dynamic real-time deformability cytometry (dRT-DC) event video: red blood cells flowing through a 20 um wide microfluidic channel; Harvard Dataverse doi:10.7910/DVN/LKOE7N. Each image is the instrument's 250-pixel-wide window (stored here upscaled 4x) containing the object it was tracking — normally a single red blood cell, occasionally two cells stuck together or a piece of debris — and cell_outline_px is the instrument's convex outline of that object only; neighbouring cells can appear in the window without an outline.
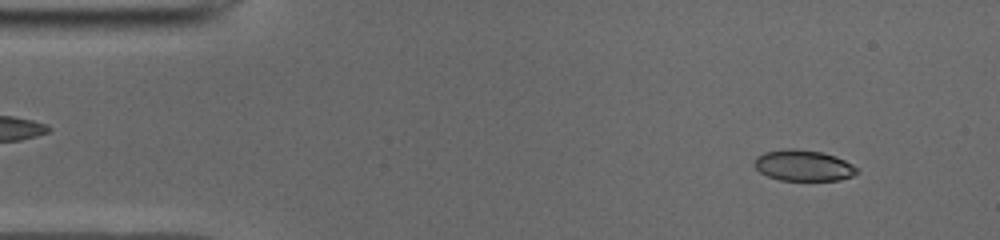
{"species": "common noctule bat (a hibernating species)", "species_latin": "Nyctalus noctula", "temperature_condition": "cold", "stored_images_in_passage": 50, "camera_frame_rate_fps": 3000, "um_per_image_px": 0.085, "animal": {"sex": "male", "body_mass_g": 19.0, "forearm_length_mm": 50.8}, "frame": {"image": 1, "passage_image": 4, "time_ms": 1.0, "image_size_px": [1000, 240], "cell_outline_px": [[860, 172], [852, 176], [840, 180], [780, 180], [768, 176], [760, 172], [752, 164], [756, 156], [764, 152], [788, 148], [796, 148], [820, 152], [836, 156], [852, 164]], "centroid_in_image_um": [68.27, 14.06], "position_along_channel_um": 16.7, "area_um2": 18.61}}
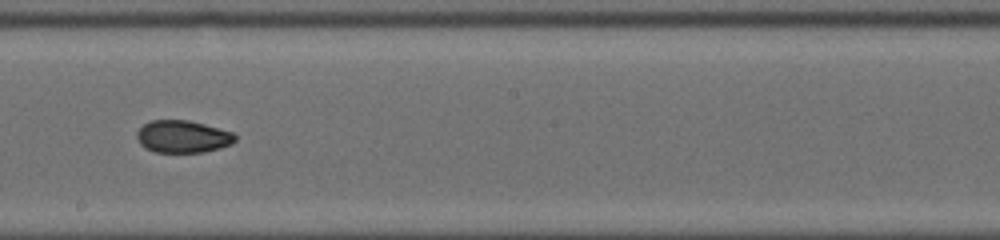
{"frame": {"image": 2, "passage_image": 27, "time_ms": 8.667, "image_size_px": [1000, 240], "cell_outline_px": [[236, 140], [232, 144], [220, 148], [204, 152], [156, 152], [140, 144], [136, 136], [136, 132], [144, 124], [152, 120], [188, 120], [204, 124], [232, 132], [236, 136]], "centroid_in_image_um": [15.54, 11.61], "position_along_channel_um": 232.7, "area_um2": 18.44}}
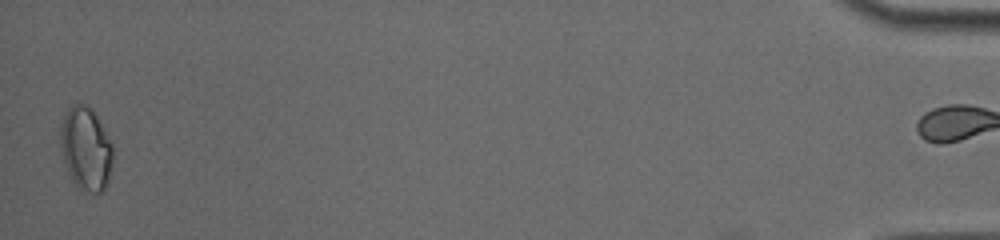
{"frame": {"image": 3, "passage_image": 49, "time_ms": 16.0, "image_size_px": [1000, 240], "cell_outline_px": [[112, 164], [104, 188], [100, 192], [80, 192], [72, 180], [68, 172], [64, 160], [60, 144], [60, 124], [64, 112], [72, 104], [84, 104], [92, 108], [104, 128], [112, 144]], "centroid_in_image_um": [7.27, 12.61], "position_along_channel_um": 427.9, "area_um2": 25.55}, "authors_computed_cell_mechanics": {"area_um2": 19.0451, "velocity_mm_per_s": 3.9589, "shape_relaxation_time_tau1_ms": null, "shape_relaxation_time_tau2_ms": 2.3571, "deformation_change_tau1": null, "deformation_change_tau2": 0.0637}}